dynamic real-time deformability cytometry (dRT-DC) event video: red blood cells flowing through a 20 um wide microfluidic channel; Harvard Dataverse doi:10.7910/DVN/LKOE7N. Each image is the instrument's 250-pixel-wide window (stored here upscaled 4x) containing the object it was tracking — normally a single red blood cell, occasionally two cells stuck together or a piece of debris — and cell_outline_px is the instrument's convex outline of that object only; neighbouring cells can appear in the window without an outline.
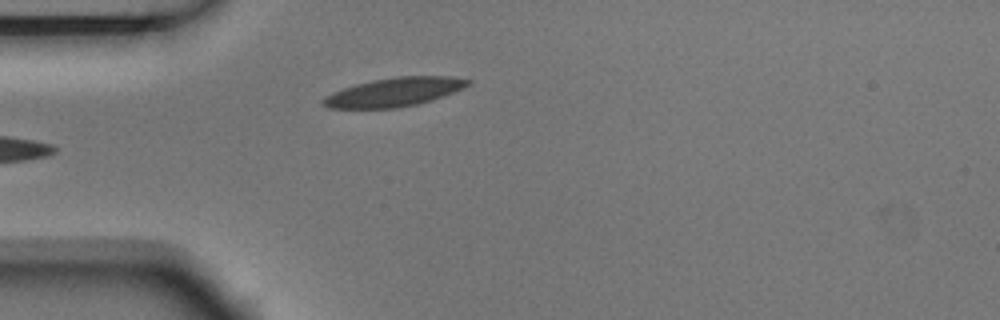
{"species": "Egyptian fruit bat (a non-hibernating species)", "species_latin": "Rousettus aegyptiacus", "temperature_condition": "room temperature", "stored_images_in_passage": 4, "camera_frame_rate_fps": 3000, "um_per_image_px": 0.085, "animal": {"sex": "male"}, "frame": {"image": 1, "passage_image": 4, "time_ms": 1.0, "image_size_px": [1000, 320], "cell_outline_px": [[472, 80], [464, 88], [432, 100], [416, 104], [396, 108], [328, 108], [320, 104], [320, 100], [324, 96], [332, 92], [356, 84], [372, 80], [396, 76], [452, 76]], "centroid_in_image_um": [33.47, 7.82], "position_along_channel_um": 51.5, "area_um2": 24.33}}